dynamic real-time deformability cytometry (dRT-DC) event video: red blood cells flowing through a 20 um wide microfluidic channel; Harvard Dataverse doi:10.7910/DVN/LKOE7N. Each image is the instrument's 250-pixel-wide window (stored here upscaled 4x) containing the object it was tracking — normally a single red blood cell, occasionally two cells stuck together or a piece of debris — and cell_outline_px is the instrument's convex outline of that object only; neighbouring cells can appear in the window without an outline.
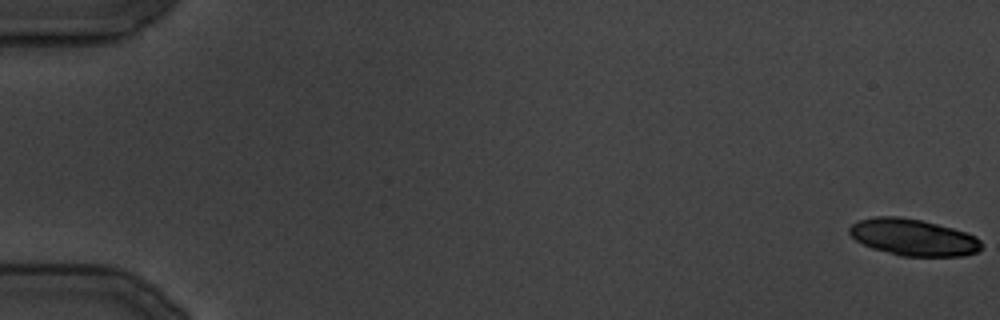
{"species": "common noctule bat (a hibernating species)", "species_latin": "Nyctalus noctula", "temperature_condition": "cold", "stored_images_in_passage": 6, "camera_frame_rate_fps": 3000, "um_per_image_px": 0.085, "animal": {"sex": "male", "body_mass_g": 19.5, "forearm_length_mm": 54.6}, "frame": {"image": 1, "passage_image": 1, "time_ms": 0.0, "image_size_px": [1000, 320], "cell_outline_px": [[984, 244], [976, 252], [964, 256], [900, 256], [872, 248], [856, 240], [848, 232], [848, 228], [852, 224], [860, 220], [872, 216], [900, 216], [920, 220], [952, 228], [976, 236]], "centroid_in_image_um": [77.62, 20.17], "position_along_channel_um": 7.4, "area_um2": 28.21}}